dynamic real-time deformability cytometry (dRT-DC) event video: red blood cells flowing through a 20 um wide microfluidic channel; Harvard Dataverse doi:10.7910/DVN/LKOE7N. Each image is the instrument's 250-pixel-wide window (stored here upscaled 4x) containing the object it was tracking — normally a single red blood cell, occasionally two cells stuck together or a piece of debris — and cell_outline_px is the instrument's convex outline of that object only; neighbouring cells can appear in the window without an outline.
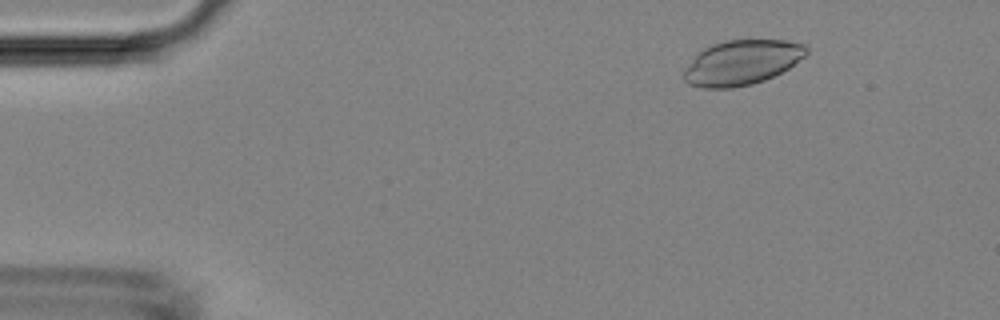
{"species": "Egyptian fruit bat (a non-hibernating species)", "species_latin": "Rousettus aegyptiacus", "temperature_condition": "room temperature", "stored_images_in_passage": 4, "camera_frame_rate_fps": 3000, "um_per_image_px": 0.085, "animal": {"sex": "female"}, "frame": {"image": 1, "passage_image": 2, "time_ms": 1.0, "image_size_px": [1000, 320], "cell_outline_px": [[808, 52], [804, 56], [788, 68], [764, 80], [752, 84], [732, 88], [704, 88], [688, 84], [684, 80], [684, 68], [704, 48], [712, 44], [728, 40], [784, 40], [804, 44], [808, 48]], "centroid_in_image_um": [63.04, 5.32], "position_along_channel_um": 22.0, "area_um2": 31.73}}